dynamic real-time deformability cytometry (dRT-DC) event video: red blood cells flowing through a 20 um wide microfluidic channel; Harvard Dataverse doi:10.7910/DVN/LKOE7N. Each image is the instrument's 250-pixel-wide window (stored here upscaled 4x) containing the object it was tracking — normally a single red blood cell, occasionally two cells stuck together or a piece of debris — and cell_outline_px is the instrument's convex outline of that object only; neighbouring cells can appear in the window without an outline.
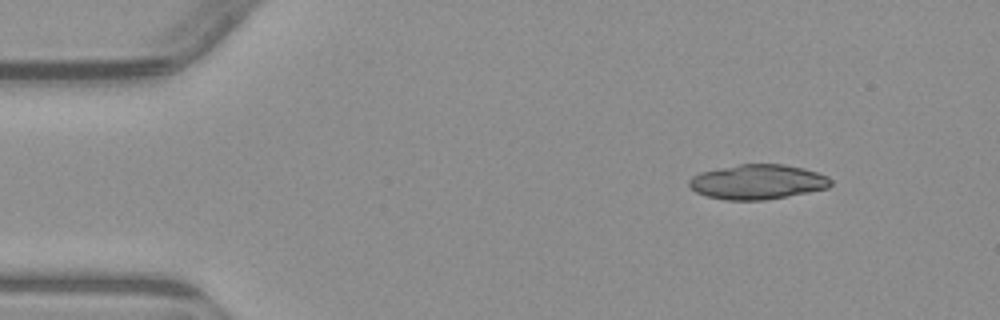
{"species": "common noctule bat (a hibernating species)", "species_latin": "Nyctalus noctula", "temperature_condition": "warm", "stored_images_in_passage": 3, "camera_frame_rate_fps": 3000, "um_per_image_px": 0.085, "animal": {"sex": "male", "body_mass_g": 23.1, "forearm_length_mm": 52.7}, "frame": {"image": 1, "passage_image": 1, "time_ms": 0.0, "image_size_px": [1000, 320], "cell_outline_px": [[832, 184], [828, 188], [808, 192], [764, 200], [724, 200], [708, 196], [696, 192], [688, 184], [688, 180], [692, 176], [700, 172], [740, 164], [784, 164], [804, 168], [828, 176], [832, 180]], "centroid_in_image_um": [64.4, 15.46], "position_along_channel_um": 20.6, "area_um2": 28.67}}